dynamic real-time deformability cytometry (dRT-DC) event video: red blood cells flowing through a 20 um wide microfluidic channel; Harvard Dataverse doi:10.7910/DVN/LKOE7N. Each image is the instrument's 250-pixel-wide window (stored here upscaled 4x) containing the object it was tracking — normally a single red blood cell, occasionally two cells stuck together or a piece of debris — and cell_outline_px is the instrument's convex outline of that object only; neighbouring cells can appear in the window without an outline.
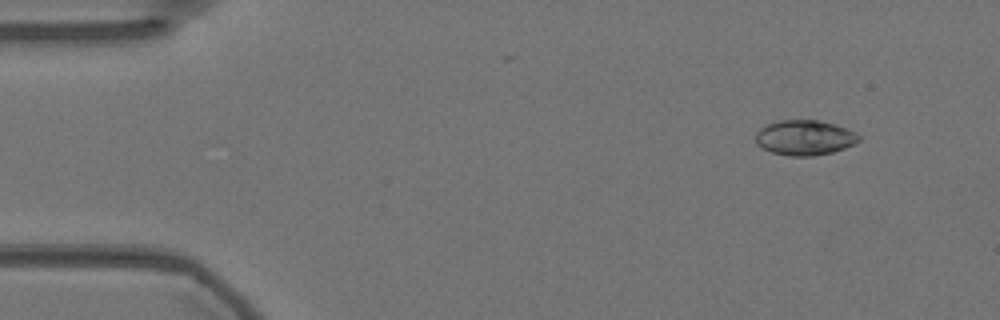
{"species": "Egyptian fruit bat (a non-hibernating species)", "species_latin": "Rousettus aegyptiacus", "temperature_condition": "warm", "stored_images_in_passage": 52, "camera_frame_rate_fps": 3000, "um_per_image_px": 0.085, "animal": {"sex": "female"}, "frame": {"image": 1, "passage_image": 1, "time_ms": 0.0, "image_size_px": [1000, 320], "cell_outline_px": [[860, 140], [844, 148], [832, 152], [812, 156], [788, 156], [772, 152], [756, 144], [756, 132], [760, 128], [768, 124], [780, 120], [816, 120], [836, 124], [848, 128], [856, 132], [860, 136]], "centroid_in_image_um": [68.41, 11.69], "position_along_channel_um": 16.6, "area_um2": 21.1}}
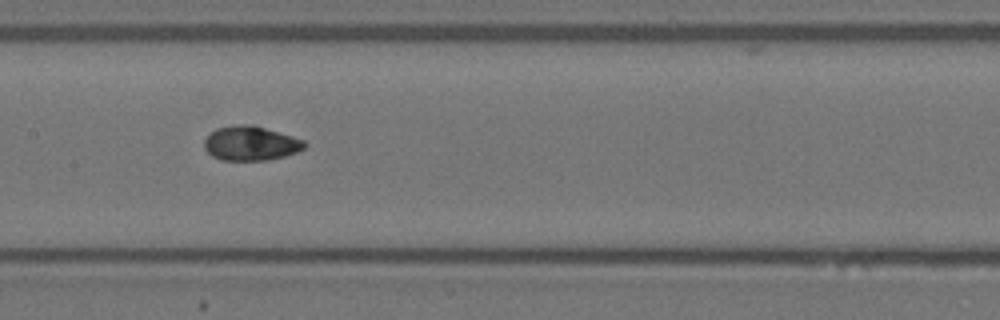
{"frame": {"image": 2, "passage_image": 23, "time_ms": 7.333, "image_size_px": [1000, 320], "cell_outline_px": [[308, 144], [304, 148], [296, 152], [284, 156], [268, 160], [220, 160], [212, 156], [204, 148], [204, 140], [216, 128], [232, 124], [252, 124], [292, 136], [304, 140]], "centroid_in_image_um": [21.3, 12.18], "position_along_channel_um": 186.1, "area_um2": 20.17}}
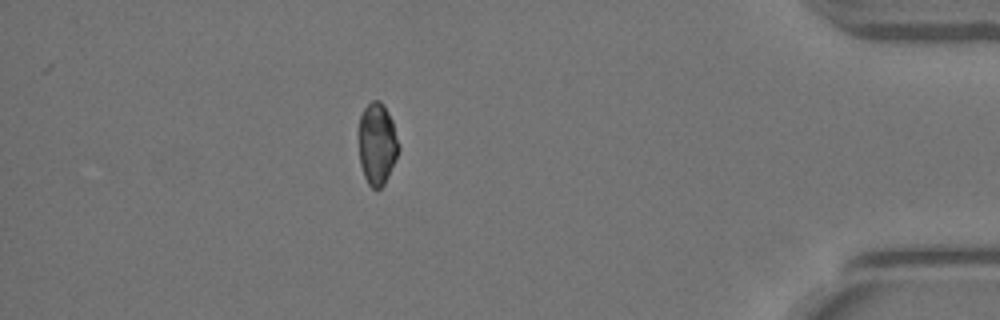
{"frame": {"image": 3, "passage_image": 45, "time_ms": 14.667, "image_size_px": [1000, 320], "cell_outline_px": [[400, 148], [388, 176], [384, 184], [380, 188], [372, 188], [368, 184], [364, 176], [360, 164], [360, 116], [364, 108], [372, 100], [380, 100], [384, 104], [392, 120], [400, 144]], "centroid_in_image_um": [32.08, 12.21], "position_along_channel_um": 403.1, "area_um2": 18.9}, "authors_computed_cell_mechanics": {"area_um2": 20.0566, "velocity_mm_per_s": 3.6004, "shape_relaxation_time_tau1_ms": null, "shape_relaxation_time_tau2_ms": 0.735, "deformation_change_tau1": null, "deformation_change_tau2": 0.0432}}